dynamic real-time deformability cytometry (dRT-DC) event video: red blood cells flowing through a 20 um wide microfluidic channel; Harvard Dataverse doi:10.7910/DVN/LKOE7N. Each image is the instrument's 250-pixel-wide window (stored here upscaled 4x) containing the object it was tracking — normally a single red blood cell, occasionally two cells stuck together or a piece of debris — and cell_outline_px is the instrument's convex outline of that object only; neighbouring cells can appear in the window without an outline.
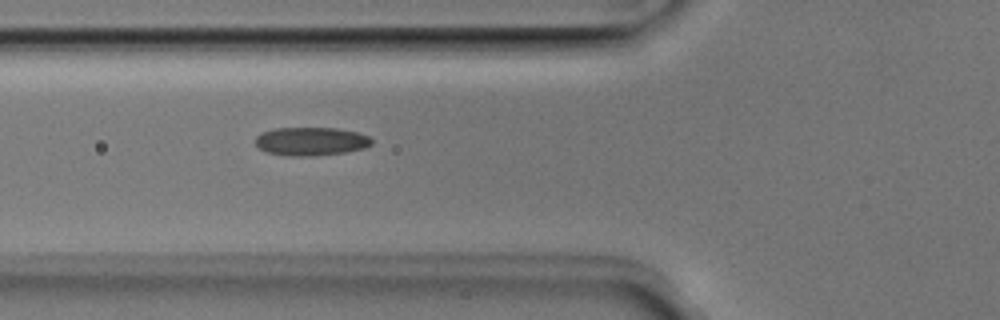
{"species": "Egyptian fruit bat (a non-hibernating species)", "species_latin": "Rousettus aegyptiacus", "temperature_condition": "room temperature", "stored_images_in_passage": 40, "segment_of_instrument_passage": [1, 2], "camera_frame_rate_fps": 3000, "um_per_image_px": 0.085, "animal": {"sex": "male"}, "frame": {"image": 1, "passage_image": 7, "time_ms": 2.0, "image_size_px": [1000, 320], "cell_outline_px": [[372, 144], [364, 148], [344, 152], [312, 156], [288, 156], [268, 152], [260, 148], [256, 144], [256, 136], [260, 132], [272, 128], [336, 128], [360, 132], [368, 136], [372, 140]], "centroid_in_image_um": [26.43, 12.0], "position_along_channel_um": 99.4, "area_um2": 19.31}}
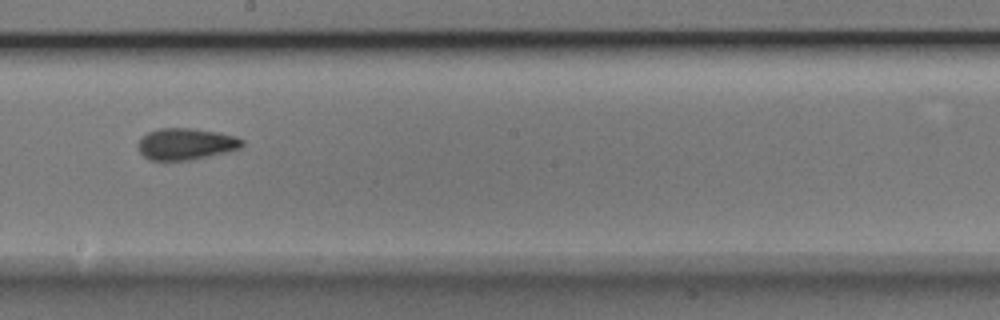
{"frame": {"image": 2, "passage_image": 17, "time_ms": 5.333, "image_size_px": [1000, 320], "cell_outline_px": [[244, 144], [240, 148], [208, 156], [188, 160], [148, 160], [140, 152], [136, 144], [140, 136], [148, 132], [160, 128], [192, 128], [216, 132], [236, 136], [244, 140]], "centroid_in_image_um": [15.75, 12.23], "position_along_channel_um": 232.4, "area_um2": 19.19}}
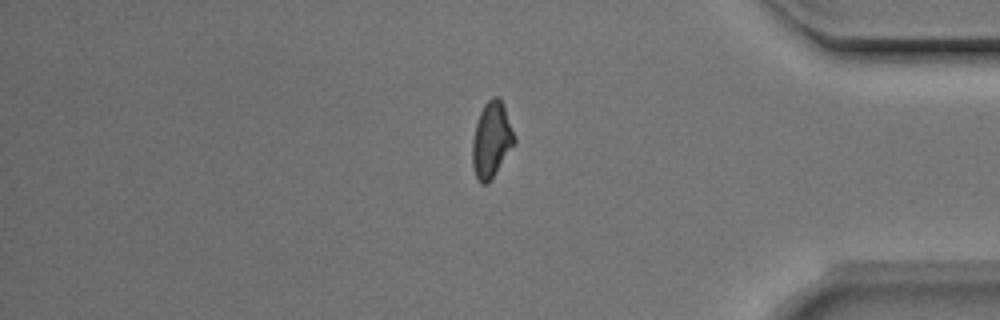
{"frame": {"image": 3, "passage_image": 31, "time_ms": 10.0, "image_size_px": [1000, 320], "cell_outline_px": [[516, 144], [488, 184], [480, 184], [476, 176], [472, 164], [472, 140], [476, 124], [480, 112], [484, 104], [492, 96], [496, 96], [504, 104], [516, 136]], "centroid_in_image_um": [41.8, 11.9], "position_along_channel_um": 393.4, "area_um2": 18.84}}